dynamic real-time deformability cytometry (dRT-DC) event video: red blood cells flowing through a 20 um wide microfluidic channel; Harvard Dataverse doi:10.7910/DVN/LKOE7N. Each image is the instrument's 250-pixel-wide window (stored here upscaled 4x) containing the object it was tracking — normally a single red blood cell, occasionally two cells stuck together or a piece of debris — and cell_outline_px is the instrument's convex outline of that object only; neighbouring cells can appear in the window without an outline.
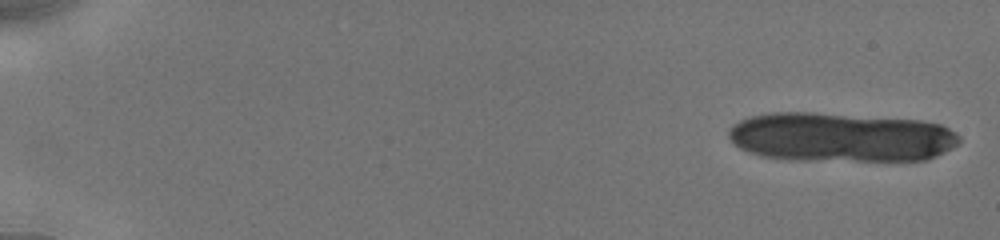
{"species": "human", "species_latin": "Homo sapiens", "temperature_condition": "cold", "stored_images_in_passage": 10, "camera_frame_rate_fps": 3000, "um_per_image_px": 0.085, "donor": {"sex": "male"}, "frame": {"image": 1, "passage_image": 1, "time_ms": 0.0, "image_size_px": [1000, 240], "cell_outline_px": [[960, 144], [928, 160], [788, 160], [760, 156], [748, 152], [732, 144], [728, 136], [728, 128], [732, 124], [748, 116], [768, 112], [812, 112], [920, 120], [940, 124], [956, 132], [960, 136]], "centroid_in_image_um": [71.42, 11.66], "position_along_channel_um": 13.6, "area_um2": 67.05}}